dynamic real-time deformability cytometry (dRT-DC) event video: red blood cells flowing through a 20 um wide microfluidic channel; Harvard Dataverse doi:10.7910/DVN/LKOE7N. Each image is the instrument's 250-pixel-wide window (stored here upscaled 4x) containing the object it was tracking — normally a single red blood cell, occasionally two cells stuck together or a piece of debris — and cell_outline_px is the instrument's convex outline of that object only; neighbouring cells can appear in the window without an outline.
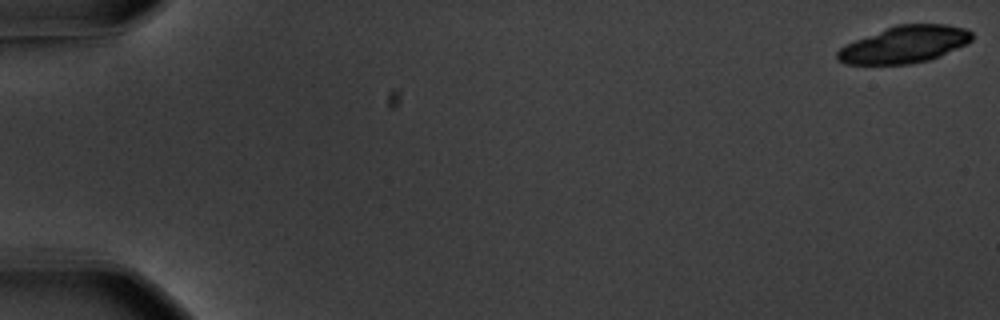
{"species": "common noctule bat (a hibernating species)", "species_latin": "Nyctalus noctula", "temperature_condition": "warm", "stored_images_in_passage": 25, "camera_frame_rate_fps": 3000, "um_per_image_px": 0.085, "animal": {"sex": "male", "body_mass_g": 20.1, "forearm_length_mm": 53.5}, "frame": {"image": 1, "passage_image": 1, "time_ms": 0.0, "image_size_px": [1000, 320], "cell_outline_px": [[972, 40], [968, 44], [940, 56], [928, 60], [908, 64], [844, 64], [836, 60], [836, 52], [844, 44], [896, 24], [948, 24], [964, 28], [972, 32]], "centroid_in_image_um": [76.87, 3.78], "position_along_channel_um": 8.1, "area_um2": 29.19}}